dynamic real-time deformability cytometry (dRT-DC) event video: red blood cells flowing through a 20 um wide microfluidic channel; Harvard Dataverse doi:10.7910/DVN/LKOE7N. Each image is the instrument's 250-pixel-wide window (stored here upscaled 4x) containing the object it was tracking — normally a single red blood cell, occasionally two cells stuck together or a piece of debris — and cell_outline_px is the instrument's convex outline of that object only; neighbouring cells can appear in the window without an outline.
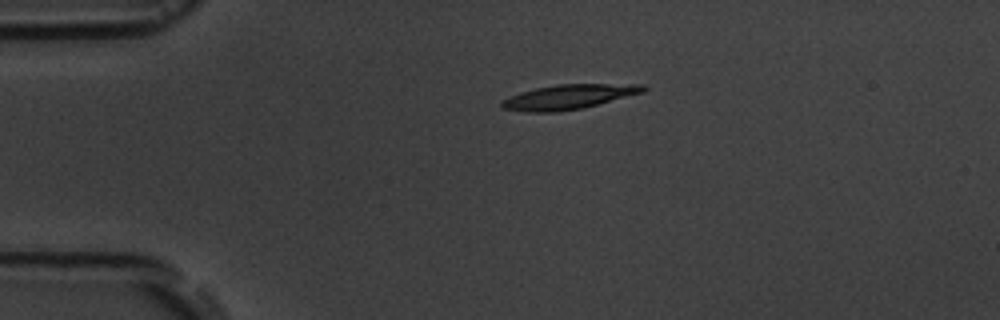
{"species": "common noctule bat (a hibernating species)", "species_latin": "Nyctalus noctula", "temperature_condition": "room temperature", "stored_images_in_passage": 3, "camera_frame_rate_fps": 3000, "um_per_image_px": 0.085, "animal": {"sex": "male", "body_mass_g": 19.5, "forearm_length_mm": 54.6}, "frame": {"image": 1, "passage_image": 1, "time_ms": 0.0, "image_size_px": [1000, 320], "cell_outline_px": [[648, 88], [644, 92], [580, 108], [556, 112], [528, 112], [504, 108], [500, 104], [500, 100], [520, 92], [536, 88], [556, 84], [644, 84]], "centroid_in_image_um": [48.32, 8.22], "position_along_channel_um": 36.7, "area_um2": 20.11}}
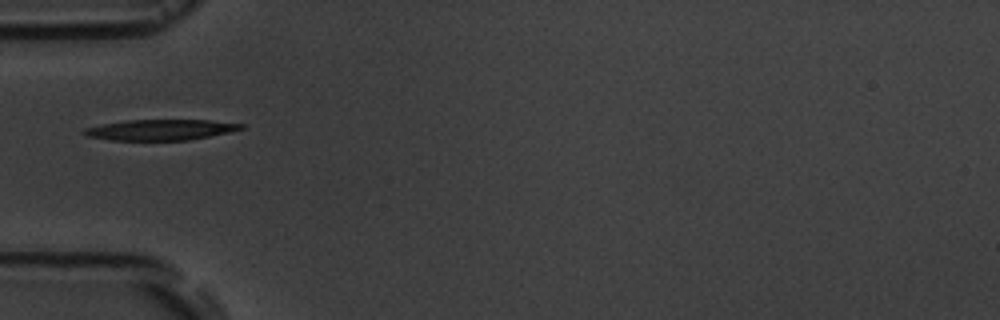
{"frame": {"image": 2, "passage_image": 3, "time_ms": 2.0, "image_size_px": [1000, 320], "cell_outline_px": [[244, 128], [232, 132], [188, 140], [112, 140], [88, 136], [80, 132], [84, 128], [100, 124], [124, 120], [212, 120], [244, 124]], "centroid_in_image_um": [13.64, 11.02], "position_along_channel_um": 71.4, "area_um2": 19.07}}